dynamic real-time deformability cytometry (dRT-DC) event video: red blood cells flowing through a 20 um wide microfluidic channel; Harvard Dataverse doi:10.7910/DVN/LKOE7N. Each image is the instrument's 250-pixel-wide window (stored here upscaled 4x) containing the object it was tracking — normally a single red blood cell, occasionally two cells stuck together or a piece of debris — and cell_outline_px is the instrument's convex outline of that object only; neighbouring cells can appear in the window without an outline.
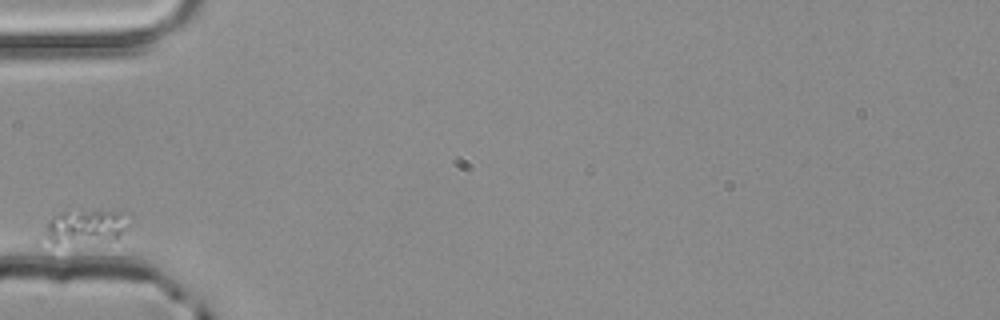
{"species": "common noctule bat (a hibernating species)", "species_latin": "Nyctalus noctula", "temperature_condition": "room temperature", "stored_images_in_passage": 1, "camera_frame_rate_fps": 3000, "um_per_image_px": 0.085, "animal": {"sex": "male", "body_mass_g": 20.4}, "frame": {"image": 1, "passage_image": 1, "time_ms": 0.0, "image_size_px": [1000, 320], "cell_outline_px": [[132, 216], [116, 240], [56, 244], [36, 244], [32, 240], [48, 220], [64, 212], [96, 208], [100, 208], [132, 212]], "centroid_in_image_um": [7.1, 19.27], "position_along_channel_um": 77.9, "area_um2": 18.84}}